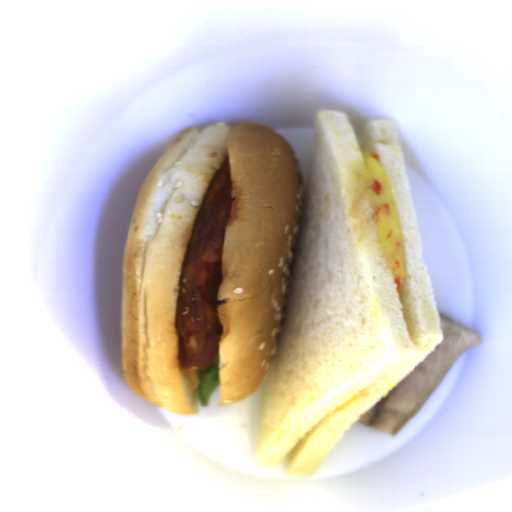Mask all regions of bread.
Wrapping results in <instances>:
<instances>
[{
  "label": "bread",
  "mask_w": 512,
  "mask_h": 512,
  "mask_svg": "<svg viewBox=\"0 0 512 512\" xmlns=\"http://www.w3.org/2000/svg\"><path fill=\"white\" fill-rule=\"evenodd\" d=\"M366 151L387 172L398 210L407 271L400 299L378 243ZM302 189L256 457L309 478L444 333L396 124L371 120L360 141L345 112L320 111Z\"/></svg>",
  "instance_id": "bread-1"
},
{
  "label": "bread",
  "mask_w": 512,
  "mask_h": 512,
  "mask_svg": "<svg viewBox=\"0 0 512 512\" xmlns=\"http://www.w3.org/2000/svg\"><path fill=\"white\" fill-rule=\"evenodd\" d=\"M226 158L231 204L217 288L222 407L249 399L267 380L283 327L304 196L298 158L261 124L187 127L141 184L121 287L123 380L178 415H197L200 405V379L178 361L182 266L203 196Z\"/></svg>",
  "instance_id": "bread-2"
}]
</instances>
